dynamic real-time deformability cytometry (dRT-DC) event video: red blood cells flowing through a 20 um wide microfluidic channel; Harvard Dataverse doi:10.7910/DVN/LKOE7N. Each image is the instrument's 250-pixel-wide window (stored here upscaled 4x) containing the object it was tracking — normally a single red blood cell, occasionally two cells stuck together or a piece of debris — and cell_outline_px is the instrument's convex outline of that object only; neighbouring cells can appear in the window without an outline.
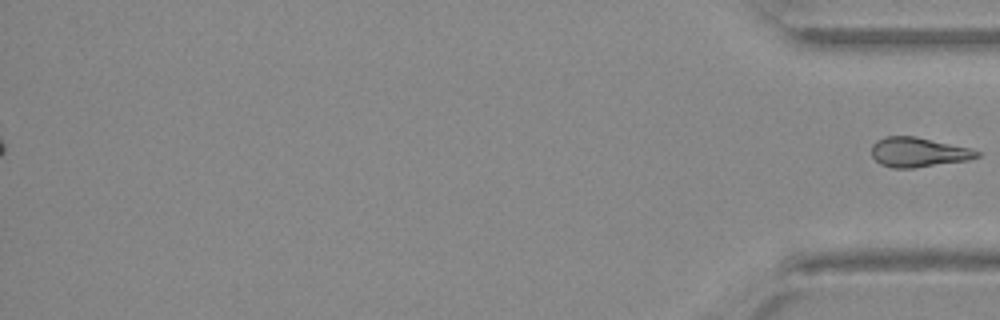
{"species": "Egyptian fruit bat (a non-hibernating species)", "species_latin": "Rousettus aegyptiacus", "temperature_condition": "warm", "stored_images_in_passage": 30, "segment_of_instrument_passage": [2, 2], "camera_frame_rate_fps": 3000, "um_per_image_px": 0.085, "animal": {"sex": "female"}, "frame": {"image": 1, "passage_image": 30, "time_ms": 9.667, "image_size_px": [1000, 320], "cell_outline_px": [[980, 156], [968, 160], [912, 168], [892, 168], [880, 164], [872, 156], [872, 144], [876, 140], [884, 136], [916, 136], [972, 148], [980, 152]], "centroid_in_image_um": [78.05, 12.93], "position_along_channel_um": 357.1, "area_um2": 18.32}}